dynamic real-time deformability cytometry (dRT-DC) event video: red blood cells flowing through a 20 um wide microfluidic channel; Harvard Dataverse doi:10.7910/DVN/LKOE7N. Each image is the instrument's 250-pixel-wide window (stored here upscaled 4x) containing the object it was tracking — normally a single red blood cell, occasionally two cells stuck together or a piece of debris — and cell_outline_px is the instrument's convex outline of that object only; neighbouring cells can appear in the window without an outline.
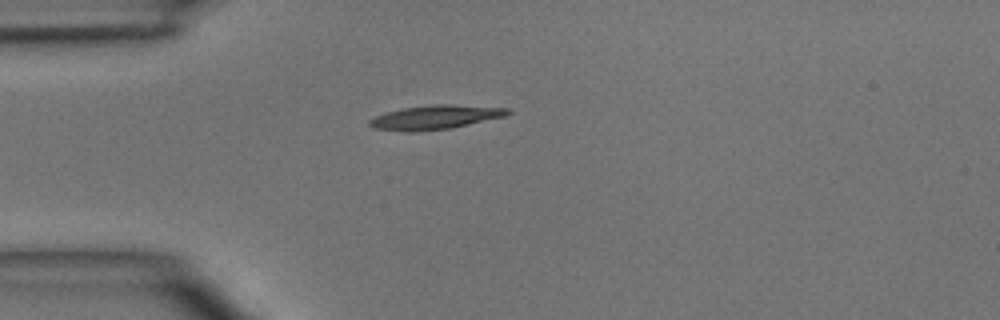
{"species": "common noctule bat (a hibernating species)", "species_latin": "Nyctalus noctula", "temperature_condition": "room temperature", "stored_images_in_passage": 3, "camera_frame_rate_fps": 3000, "um_per_image_px": 0.085, "animal": {"sex": "male", "body_mass_g": 15.6}, "frame": {"image": 1, "passage_image": 1, "time_ms": 0.0, "image_size_px": [1000, 320], "cell_outline_px": [[512, 112], [504, 116], [452, 128], [412, 132], [404, 132], [376, 128], [368, 124], [368, 120], [376, 116], [388, 112], [404, 108], [436, 104], [448, 104], [508, 108]], "centroid_in_image_um": [36.99, 9.97], "position_along_channel_um": 48.0, "area_um2": 19.13}}